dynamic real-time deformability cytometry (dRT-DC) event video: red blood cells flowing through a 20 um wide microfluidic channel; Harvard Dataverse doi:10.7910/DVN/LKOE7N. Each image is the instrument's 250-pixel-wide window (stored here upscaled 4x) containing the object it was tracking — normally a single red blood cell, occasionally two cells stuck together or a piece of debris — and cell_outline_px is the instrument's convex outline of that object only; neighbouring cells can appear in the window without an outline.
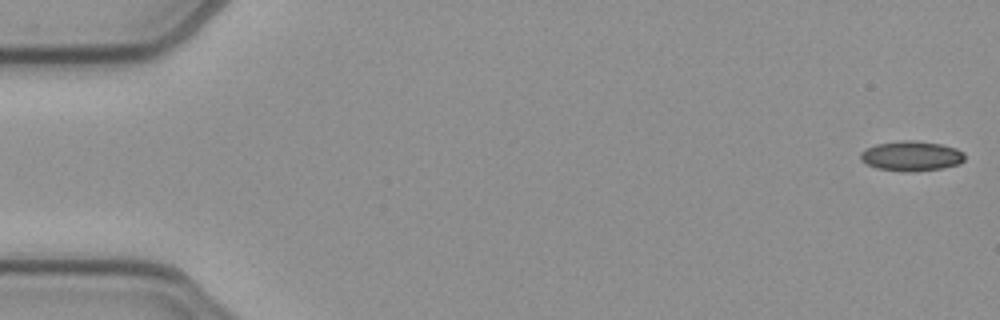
{"species": "common noctule bat (a hibernating species)", "species_latin": "Nyctalus noctula", "temperature_condition": "cold", "stored_images_in_passage": 52, "camera_frame_rate_fps": 3000, "um_per_image_px": 0.085, "animal": {"sex": "female", "body_mass_g": 21.9}, "frame": {"image": 1, "passage_image": 1, "time_ms": 0.0, "image_size_px": [1000, 320], "cell_outline_px": [[964, 160], [960, 164], [944, 168], [916, 172], [904, 172], [876, 168], [860, 160], [860, 152], [876, 144], [904, 140], [916, 140], [940, 144], [956, 148], [964, 152]], "centroid_in_image_um": [77.49, 13.27], "position_along_channel_um": 7.5, "area_um2": 18.38}}
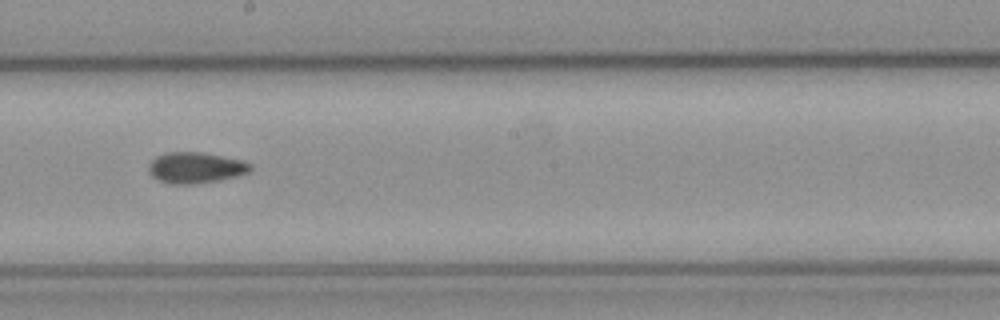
{"frame": {"image": 2, "passage_image": 29, "time_ms": 9.333, "image_size_px": [1000, 320], "cell_outline_px": [[252, 168], [248, 172], [236, 176], [216, 180], [192, 184], [168, 184], [152, 176], [148, 172], [148, 164], [156, 156], [164, 152], [200, 152], [244, 160], [252, 164]], "centroid_in_image_um": [16.6, 14.24], "position_along_channel_um": 231.6, "area_um2": 18.38}}
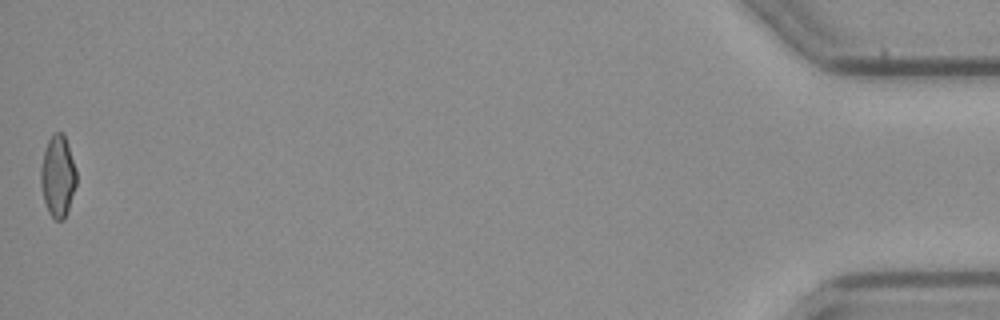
{"frame": {"image": 3, "passage_image": 52, "time_ms": 17.0, "image_size_px": [1000, 320], "cell_outline_px": [[76, 184], [64, 220], [56, 220], [48, 212], [44, 200], [40, 184], [40, 168], [44, 152], [48, 140], [56, 132], [64, 132], [76, 172]], "centroid_in_image_um": [4.9, 14.98], "position_along_channel_um": 430.3, "area_um2": 16.7}, "authors_computed_cell_mechanics": {"area_um2": 17.8891, "velocity_mm_per_s": 3.9208, "shape_relaxation_time_tau1_ms": null, "shape_relaxation_time_tau2_ms": 4.201, "deformation_change_tau1": null, "deformation_change_tau2": 0.0913}}